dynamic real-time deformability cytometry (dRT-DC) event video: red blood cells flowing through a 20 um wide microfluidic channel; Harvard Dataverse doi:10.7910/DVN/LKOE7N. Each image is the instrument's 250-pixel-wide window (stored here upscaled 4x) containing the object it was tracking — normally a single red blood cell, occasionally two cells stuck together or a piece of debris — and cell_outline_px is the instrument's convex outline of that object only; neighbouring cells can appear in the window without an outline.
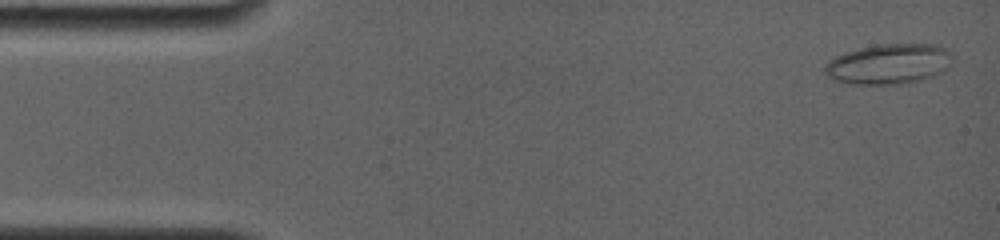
{"species": "common noctule bat (a hibernating species)", "species_latin": "Nyctalus noctula", "temperature_condition": "room temperature", "stored_images_in_passage": 7, "camera_frame_rate_fps": 4000, "um_per_image_px": 0.085, "animal": {"sex": "female", "body_mass_g": 19.0, "forearm_length_mm": 56.7}, "frame": {"image": 1, "passage_image": 1, "time_ms": 0.0, "image_size_px": [1000, 240], "cell_outline_px": [[952, 56], [948, 68], [932, 76], [920, 80], [896, 84], [848, 84], [832, 80], [824, 72], [824, 68], [828, 60], [844, 52], [860, 48], [880, 44], [936, 44], [948, 48]], "centroid_in_image_um": [75.52, 5.43], "position_along_channel_um": 9.5, "area_um2": 30.06}}
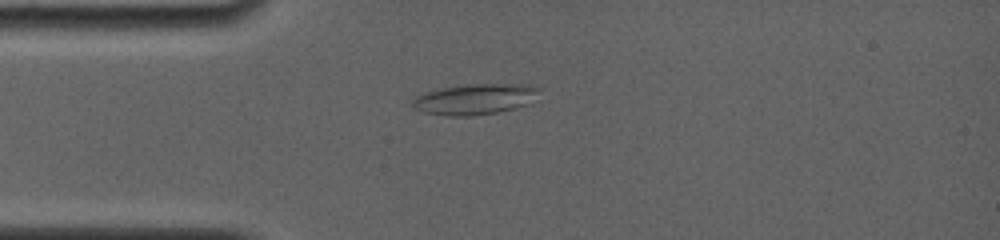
{"frame": {"image": 2, "passage_image": 5, "time_ms": 3.5, "image_size_px": [1000, 240], "cell_outline_px": [[540, 88], [528, 104], [516, 108], [496, 112], [472, 116], [452, 116], [424, 112], [412, 108], [412, 100], [416, 96], [424, 92], [440, 88], [464, 84], [528, 84]], "centroid_in_image_um": [40.32, 8.42], "position_along_channel_um": 44.7, "area_um2": 22.66}}